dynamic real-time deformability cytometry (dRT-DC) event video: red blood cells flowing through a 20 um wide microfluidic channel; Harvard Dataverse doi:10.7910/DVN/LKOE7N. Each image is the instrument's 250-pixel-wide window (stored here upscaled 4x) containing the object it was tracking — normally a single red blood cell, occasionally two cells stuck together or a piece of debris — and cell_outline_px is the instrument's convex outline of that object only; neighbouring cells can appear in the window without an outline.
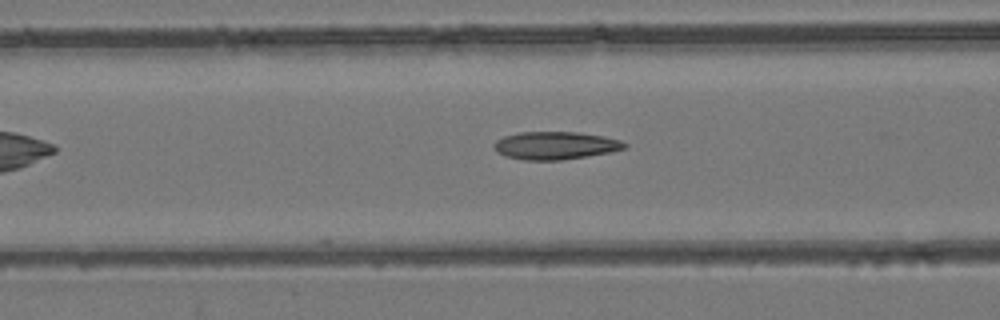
{"species": "common noctule bat (a hibernating species)", "species_latin": "Nyctalus noctula", "temperature_condition": "room temperature", "stored_images_in_passage": 39, "camera_frame_rate_fps": 3000, "um_per_image_px": 0.085, "animal": {"sex": "female", "body_mass_g": 24.6, "forearm_length_mm": 56.2}, "frame": {"image": 1, "passage_image": 11, "time_ms": 3.333, "image_size_px": [1000, 320], "cell_outline_px": [[628, 148], [612, 152], [588, 156], [560, 160], [524, 160], [504, 156], [496, 152], [492, 148], [492, 144], [496, 140], [504, 136], [520, 132], [580, 132], [604, 136], [620, 140], [628, 144]], "centroid_in_image_um": [47.2, 12.37], "position_along_channel_um": 119.4, "area_um2": 21.5}}
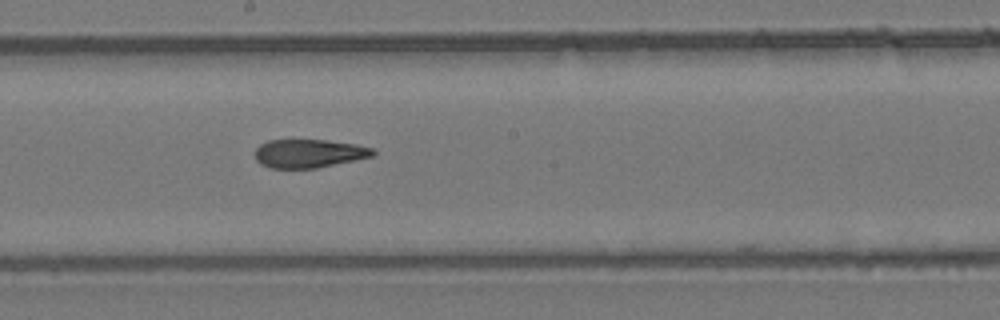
{"frame": {"image": 2, "passage_image": 19, "time_ms": 6.0, "image_size_px": [1000, 320], "cell_outline_px": [[376, 156], [316, 168], [268, 168], [260, 164], [256, 160], [252, 152], [260, 144], [268, 140], [328, 140], [356, 144], [376, 148]], "centroid_in_image_um": [26.27, 13.04], "position_along_channel_um": 221.9, "area_um2": 20.0}}
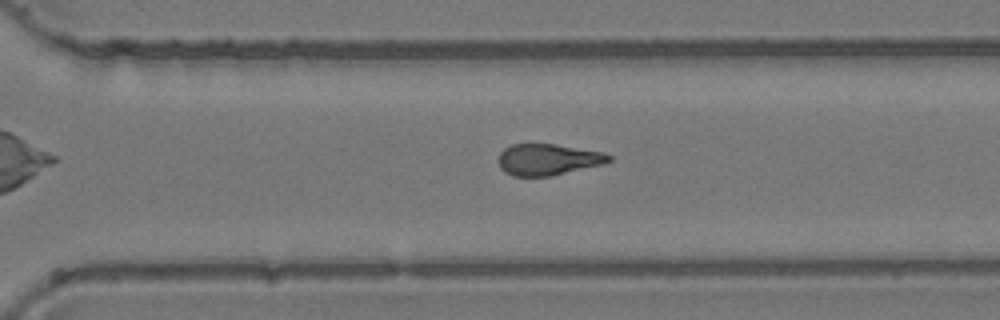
{"frame": {"image": 3, "passage_image": 27, "time_ms": 8.667, "image_size_px": [1000, 320], "cell_outline_px": [[612, 160], [604, 164], [552, 176], [512, 176], [504, 172], [500, 168], [500, 152], [504, 148], [512, 144], [556, 144], [604, 152], [612, 156]], "centroid_in_image_um": [46.61, 13.56], "position_along_channel_um": 324.0, "area_um2": 20.29}, "authors_computed_cell_mechanics": {"area_um2": 20.808, "velocity_mm_per_s": 3.8358, "shape_relaxation_time_tau1_ms": 8.6187, "shape_relaxation_time_tau2_ms": 3.0808, "deformation_change_tau1": 0.2236, "deformation_change_tau2": 0.117}}